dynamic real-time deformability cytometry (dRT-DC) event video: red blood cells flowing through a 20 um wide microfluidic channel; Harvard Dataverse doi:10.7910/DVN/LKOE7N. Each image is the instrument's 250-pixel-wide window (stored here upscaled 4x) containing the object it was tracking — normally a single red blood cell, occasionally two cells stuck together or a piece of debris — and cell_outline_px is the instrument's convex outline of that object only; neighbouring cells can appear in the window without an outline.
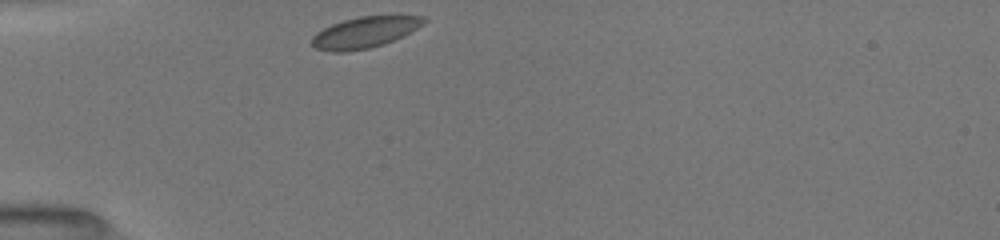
{"species": "common noctule bat (a hibernating species)", "species_latin": "Nyctalus noctula", "temperature_condition": "room temperature", "stored_images_in_passage": 30, "camera_frame_rate_fps": 3000, "um_per_image_px": 0.085, "animal": {"sex": "female", "body_mass_g": 19.5, "forearm_length_mm": 54.1}, "frame": {"image": 1, "passage_image": 1, "time_ms": 0.0, "image_size_px": [1000, 240], "cell_outline_px": [[428, 20], [424, 24], [384, 44], [368, 48], [348, 52], [332, 52], [316, 48], [312, 44], [312, 36], [316, 32], [332, 24], [344, 20], [360, 16], [424, 16]], "centroid_in_image_um": [30.97, 2.75], "position_along_channel_um": 54.0, "area_um2": 20.0}}
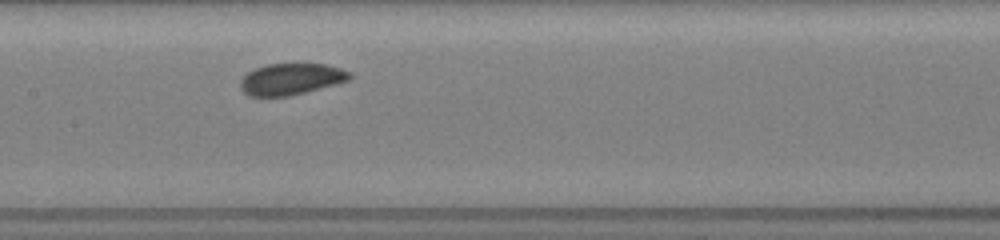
{"frame": {"image": 2, "passage_image": 12, "time_ms": 3.667, "image_size_px": [1000, 240], "cell_outline_px": [[352, 76], [348, 80], [336, 84], [288, 96], [248, 96], [240, 88], [240, 80], [248, 72], [256, 68], [268, 64], [328, 64], [352, 72]], "centroid_in_image_um": [24.75, 6.72], "position_along_channel_um": 182.7, "area_um2": 19.94}}
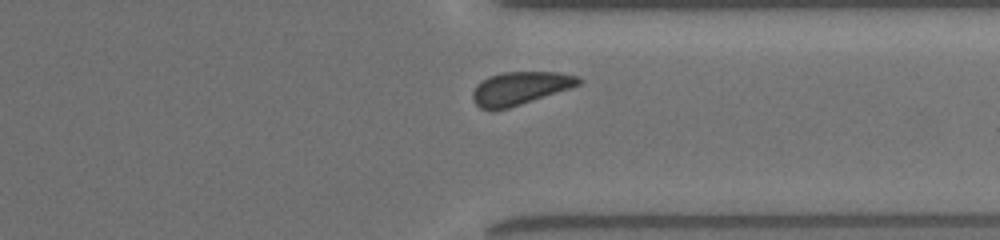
{"frame": {"image": 3, "passage_image": 26, "time_ms": 8.333, "image_size_px": [1000, 240], "cell_outline_px": [[584, 80], [580, 84], [508, 108], [492, 112], [480, 108], [472, 100], [472, 92], [476, 84], [488, 76], [504, 72], [560, 72], [580, 76]], "centroid_in_image_um": [44.16, 7.5], "position_along_channel_um": 367.2, "area_um2": 20.46}, "authors_computed_cell_mechanics": {"area_um2": 20.519, "velocity_mm_per_s": 3.9451, "shape_relaxation_time_tau1_ms": 0.8798, "shape_relaxation_time_tau2_ms": null, "deformation_change_tau1": 0.0456, "deformation_change_tau2": null}}